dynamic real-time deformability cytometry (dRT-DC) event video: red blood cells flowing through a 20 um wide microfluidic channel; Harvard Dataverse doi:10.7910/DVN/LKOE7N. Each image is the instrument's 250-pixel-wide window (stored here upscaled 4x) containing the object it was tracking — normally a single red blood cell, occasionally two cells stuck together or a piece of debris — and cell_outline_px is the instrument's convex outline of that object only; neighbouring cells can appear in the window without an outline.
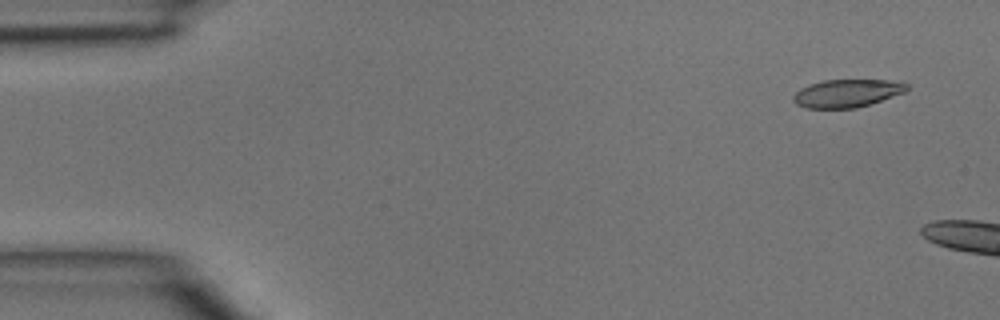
{"species": "common noctule bat (a hibernating species)", "species_latin": "Nyctalus noctula", "temperature_condition": "room temperature", "stored_images_in_passage": 5, "camera_frame_rate_fps": 3000, "um_per_image_px": 0.085, "animal": {"sex": "male", "body_mass_g": 15.6}, "frame": {"image": 1, "passage_image": 1, "time_ms": 0.0, "image_size_px": [1000, 320], "cell_outline_px": [[908, 88], [904, 92], [856, 108], [808, 108], [796, 104], [792, 100], [792, 96], [800, 88], [808, 84], [824, 80], [888, 80], [908, 84]], "centroid_in_image_um": [71.93, 7.92], "position_along_channel_um": 13.1, "area_um2": 18.26}}